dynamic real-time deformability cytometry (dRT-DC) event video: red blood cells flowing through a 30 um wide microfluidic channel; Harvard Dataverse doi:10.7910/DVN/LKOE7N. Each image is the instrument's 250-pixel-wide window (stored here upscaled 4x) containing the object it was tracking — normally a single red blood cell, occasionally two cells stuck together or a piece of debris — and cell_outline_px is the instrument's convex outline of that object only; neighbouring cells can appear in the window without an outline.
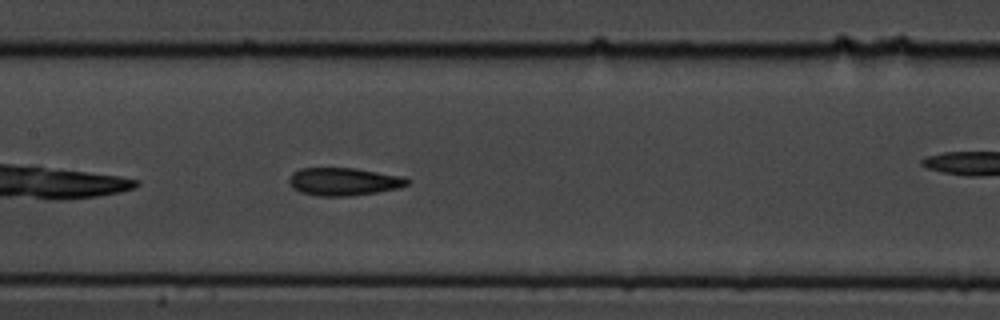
{"species": "common noctule bat (a hibernating species)", "species_latin": "Nyctalus noctula", "temperature_condition": "cold", "stored_images_in_passage": 39, "camera_frame_rate_fps": 3000, "um_per_image_px": 0.085, "animal": {"sex": "male", "body_mass_g": 19.5, "forearm_length_mm": 54.6}, "frame": {"image": 1, "passage_image": 12, "time_ms": 3.667, "image_size_px": [1000, 320], "cell_outline_px": [[412, 180], [408, 184], [400, 188], [376, 192], [348, 196], [316, 196], [300, 192], [292, 188], [288, 180], [292, 172], [300, 168], [356, 168], [404, 176]], "centroid_in_image_um": [29.23, 15.43], "position_along_channel_um": 178.2, "area_um2": 19.42}, "authors_computed_cell_mechanics": {"area_um2": 18.785, "velocity_mm_per_s": 3.4497, "shape_relaxation_time_tau1_ms": 4.2392, "shape_relaxation_time_tau2_ms": 2.3066, "deformation_change_tau1": 0.1352, "deformation_change_tau2": 0.0841}}